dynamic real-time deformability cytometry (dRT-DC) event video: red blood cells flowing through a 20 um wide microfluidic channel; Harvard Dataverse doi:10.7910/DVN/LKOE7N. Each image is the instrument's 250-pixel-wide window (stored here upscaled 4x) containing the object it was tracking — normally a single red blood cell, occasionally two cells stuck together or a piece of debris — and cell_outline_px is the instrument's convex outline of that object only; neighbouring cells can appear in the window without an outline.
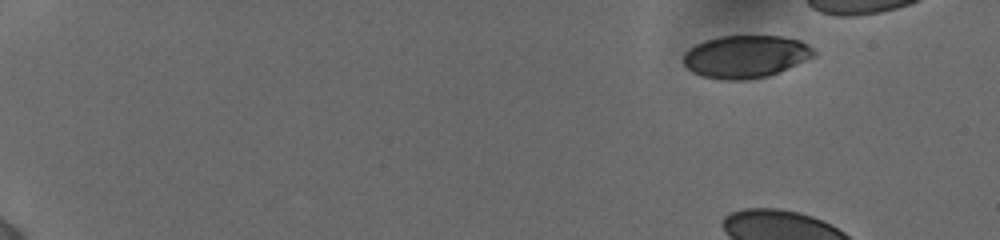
{"species": "human", "species_latin": "Homo sapiens", "temperature_condition": "cold", "stored_images_in_passage": 13, "camera_frame_rate_fps": 3000, "um_per_image_px": 0.085, "donor": {"sex": "female"}, "frame": {"image": 1, "passage_image": 1, "time_ms": 0.0, "image_size_px": [1000, 240], "cell_outline_px": [[816, 56], [768, 76], [748, 80], [720, 80], [700, 76], [692, 72], [684, 64], [684, 52], [688, 48], [696, 44], [720, 36], [780, 36], [800, 40], [808, 44], [816, 52]], "centroid_in_image_um": [63.37, 4.82], "position_along_channel_um": 21.6, "area_um2": 32.48}}